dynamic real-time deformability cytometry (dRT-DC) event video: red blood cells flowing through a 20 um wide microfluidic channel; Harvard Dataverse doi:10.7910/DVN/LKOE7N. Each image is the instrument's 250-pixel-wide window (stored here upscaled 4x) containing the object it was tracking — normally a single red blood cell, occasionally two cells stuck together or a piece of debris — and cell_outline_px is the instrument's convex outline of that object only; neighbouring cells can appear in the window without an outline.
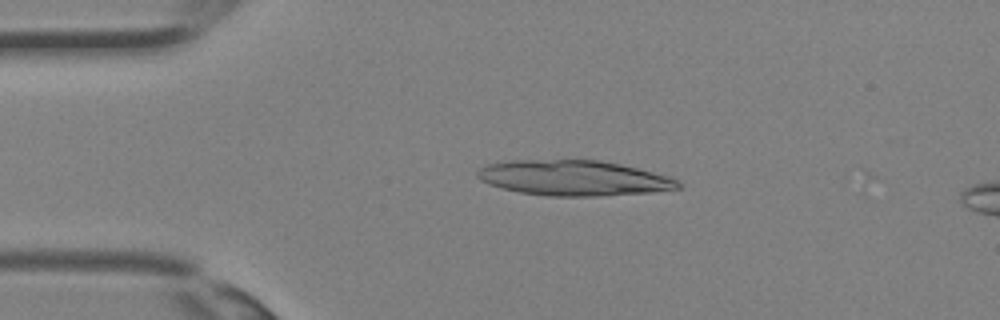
{"species": "Egyptian fruit bat (a non-hibernating species)", "species_latin": "Rousettus aegyptiacus", "temperature_condition": "room temperature", "stored_images_in_passage": 9, "camera_frame_rate_fps": 3000, "um_per_image_px": 0.085, "animal": {"sex": "female"}, "frame": {"image": 1, "passage_image": 6, "time_ms": 1.667, "image_size_px": [1000, 320], "cell_outline_px": [[684, 184], [680, 188], [652, 192], [596, 196], [548, 196], [520, 192], [500, 188], [488, 184], [480, 180], [476, 176], [476, 172], [480, 168], [488, 164], [508, 160], [600, 160], [620, 164], [668, 176]], "centroid_in_image_um": [48.73, 15.13], "position_along_channel_um": 36.3, "area_um2": 41.33}}